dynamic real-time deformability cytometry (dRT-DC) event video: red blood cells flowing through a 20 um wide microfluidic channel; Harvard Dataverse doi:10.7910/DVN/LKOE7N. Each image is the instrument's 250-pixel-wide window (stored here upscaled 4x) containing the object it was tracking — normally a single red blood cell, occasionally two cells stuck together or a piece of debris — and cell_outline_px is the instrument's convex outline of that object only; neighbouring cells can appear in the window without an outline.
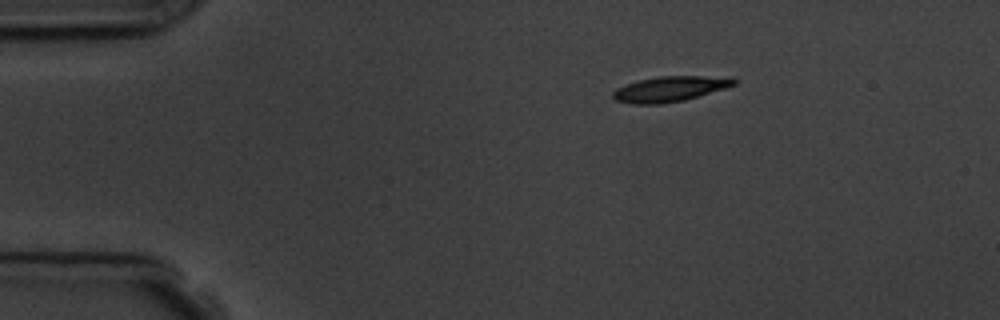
{"species": "common noctule bat (a hibernating species)", "species_latin": "Nyctalus noctula", "temperature_condition": "room temperature", "stored_images_in_passage": 3, "camera_frame_rate_fps": 3000, "um_per_image_px": 0.085, "animal": {"sex": "male", "body_mass_g": 19.5, "forearm_length_mm": 54.6}, "frame": {"image": 1, "passage_image": 3, "time_ms": 3.0, "image_size_px": [1000, 320], "cell_outline_px": [[740, 80], [736, 84], [724, 88], [684, 100], [660, 104], [632, 104], [616, 100], [612, 96], [612, 92], [616, 88], [640, 80], [660, 76], [704, 76]], "centroid_in_image_um": [56.89, 7.57], "position_along_channel_um": 28.1, "area_um2": 17.46}}